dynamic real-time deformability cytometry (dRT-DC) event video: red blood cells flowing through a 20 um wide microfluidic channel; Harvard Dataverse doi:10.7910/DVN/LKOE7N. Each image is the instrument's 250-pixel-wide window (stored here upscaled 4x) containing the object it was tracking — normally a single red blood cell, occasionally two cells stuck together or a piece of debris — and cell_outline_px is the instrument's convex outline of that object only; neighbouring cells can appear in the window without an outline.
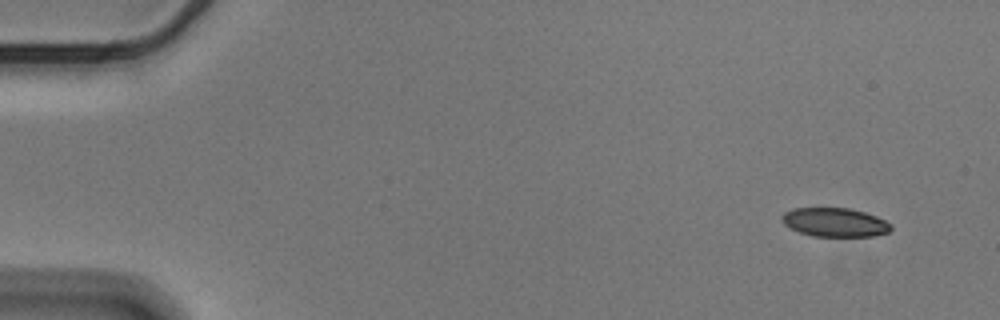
{"species": "Egyptian fruit bat (a non-hibernating species)", "species_latin": "Rousettus aegyptiacus", "temperature_condition": "cold", "stored_images_in_passage": 28, "camera_frame_rate_fps": 3000, "um_per_image_px": 0.085, "animal": {"sex": "male"}, "frame": {"image": 1, "passage_image": 1, "time_ms": 0.0, "image_size_px": [1000, 320], "cell_outline_px": [[892, 228], [888, 232], [872, 236], [812, 236], [800, 232], [784, 224], [780, 220], [780, 216], [784, 212], [792, 208], [848, 208], [864, 212], [876, 216], [892, 224]], "centroid_in_image_um": [70.94, 18.89], "position_along_channel_um": 14.1, "area_um2": 18.32}}
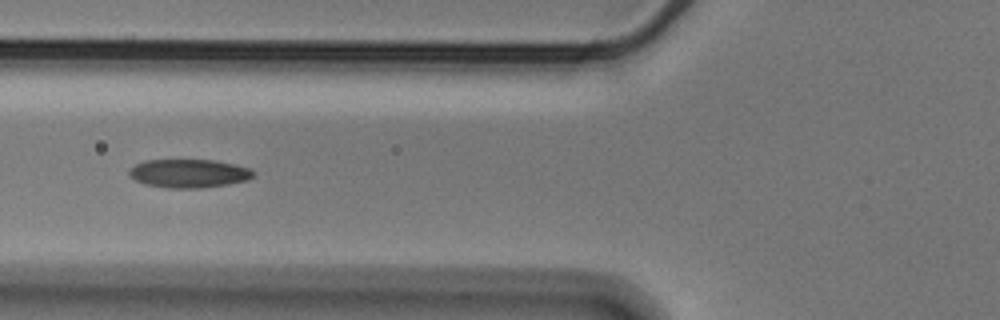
{"frame": {"image": 2, "passage_image": 19, "time_ms": 6.0, "image_size_px": [1000, 320], "cell_outline_px": [[256, 176], [248, 180], [228, 184], [200, 188], [168, 188], [144, 184], [128, 176], [128, 168], [144, 160], [216, 160], [236, 164], [252, 168], [256, 172]], "centroid_in_image_um": [16.09, 14.73], "position_along_channel_um": 109.7, "area_um2": 21.04}}
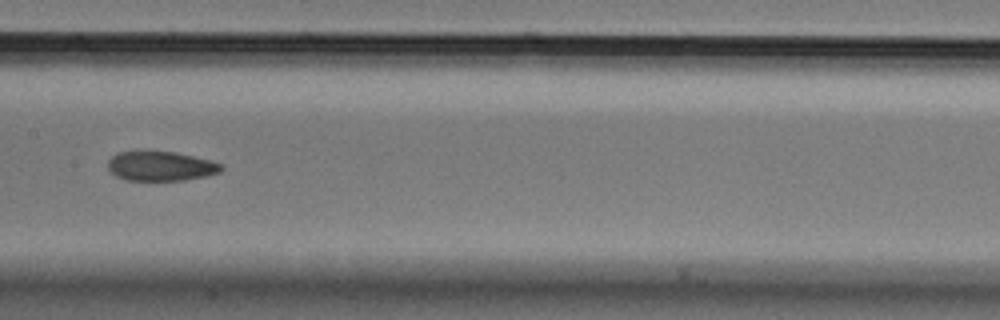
{"frame": {"image": 3, "passage_image": 26, "time_ms": 8.333, "image_size_px": [1000, 320], "cell_outline_px": [[224, 168], [220, 172], [208, 176], [184, 180], [124, 180], [108, 172], [108, 160], [116, 152], [176, 152], [224, 164]], "centroid_in_image_um": [13.66, 14.13], "position_along_channel_um": 193.7, "area_um2": 19.54}}